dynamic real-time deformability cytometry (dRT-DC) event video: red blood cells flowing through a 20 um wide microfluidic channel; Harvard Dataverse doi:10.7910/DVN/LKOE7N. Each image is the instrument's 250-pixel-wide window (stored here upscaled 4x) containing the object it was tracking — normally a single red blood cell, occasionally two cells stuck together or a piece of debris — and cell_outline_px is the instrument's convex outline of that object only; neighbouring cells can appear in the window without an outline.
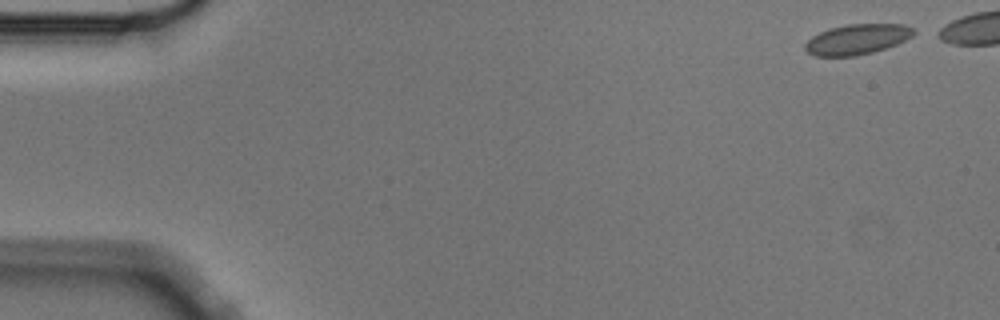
{"species": "Egyptian fruit bat (a non-hibernating species)", "species_latin": "Rousettus aegyptiacus", "temperature_condition": "cold", "stored_images_in_passage": 9, "camera_frame_rate_fps": 3000, "um_per_image_px": 0.085, "animal": {"sex": "male"}, "frame": {"image": 1, "passage_image": 1, "time_ms": 0.0, "image_size_px": [1000, 320], "cell_outline_px": [[920, 32], [896, 44], [872, 52], [856, 56], [816, 56], [808, 52], [804, 48], [804, 44], [812, 36], [828, 28], [848, 24], [904, 24]], "centroid_in_image_um": [72.86, 3.33], "position_along_channel_um": 12.1, "area_um2": 19.19}}
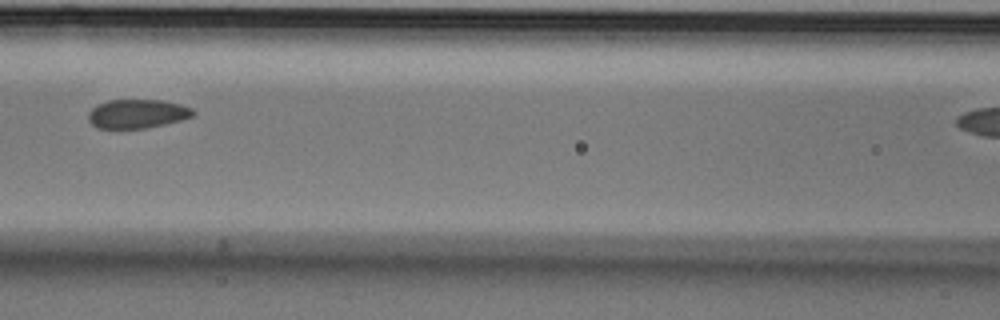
{"frame": {"image": 2, "passage_image": 7, "time_ms": 2.0, "image_size_px": [1000, 320], "cell_outline_px": [[196, 112], [192, 116], [180, 120], [164, 124], [144, 128], [96, 128], [88, 120], [88, 112], [96, 104], [108, 100], [164, 100], [180, 104], [192, 108]], "centroid_in_image_um": [11.64, 9.66], "position_along_channel_um": 155.0, "area_um2": 17.69}}
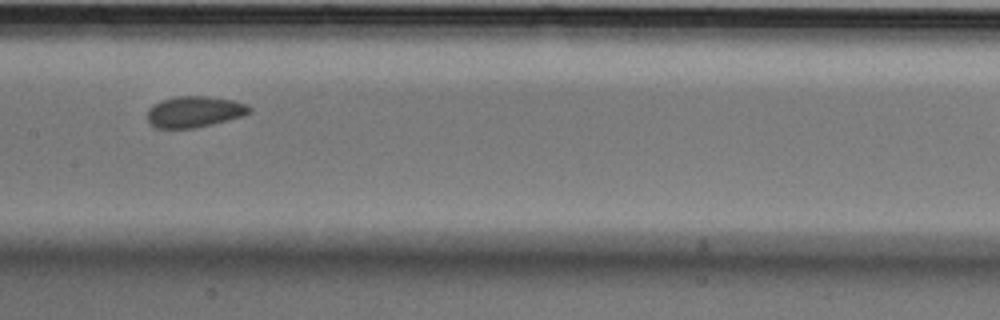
{"frame": {"image": 3, "passage_image": 8, "time_ms": 2.333, "image_size_px": [1000, 320], "cell_outline_px": [[252, 112], [244, 116], [196, 128], [156, 128], [148, 120], [148, 108], [152, 104], [160, 100], [176, 96], [204, 96], [236, 100], [248, 104], [252, 108]], "centroid_in_image_um": [16.56, 9.49], "position_along_channel_um": 190.8, "area_um2": 18.79}}